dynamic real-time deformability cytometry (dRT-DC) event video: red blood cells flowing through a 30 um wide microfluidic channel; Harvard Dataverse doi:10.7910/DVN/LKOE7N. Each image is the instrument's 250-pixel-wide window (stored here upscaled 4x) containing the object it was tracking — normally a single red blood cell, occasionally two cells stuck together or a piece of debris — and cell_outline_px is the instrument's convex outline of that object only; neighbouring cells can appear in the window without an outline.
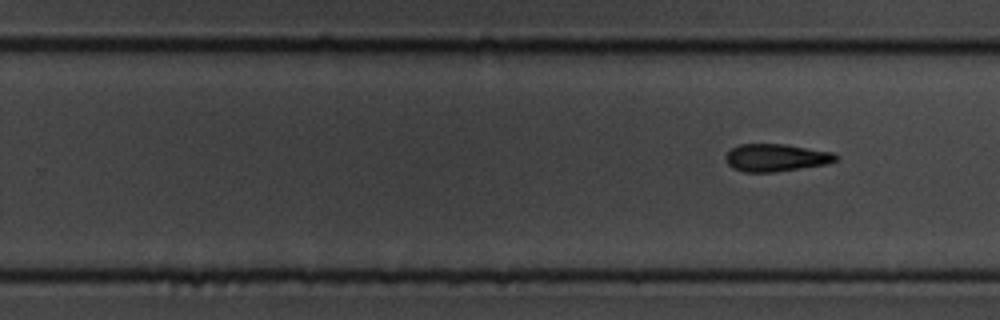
{"species": "common noctule bat (a hibernating species)", "species_latin": "Nyctalus noctula", "temperature_condition": "cold", "stored_images_in_passage": 11, "segment_of_instrument_passage": [2, 2], "camera_frame_rate_fps": 3000, "um_per_image_px": 0.085, "animal": {"sex": "male", "body_mass_g": 19.5, "forearm_length_mm": 54.6}, "frame": {"image": 1, "passage_image": 11, "time_ms": 13.0, "image_size_px": [1000, 320], "cell_outline_px": [[840, 156], [836, 160], [828, 164], [772, 172], [744, 172], [732, 168], [728, 164], [724, 156], [732, 148], [740, 144], [784, 144], [832, 152]], "centroid_in_image_um": [65.95, 13.4], "position_along_channel_um": 263.8, "area_um2": 17.63}}